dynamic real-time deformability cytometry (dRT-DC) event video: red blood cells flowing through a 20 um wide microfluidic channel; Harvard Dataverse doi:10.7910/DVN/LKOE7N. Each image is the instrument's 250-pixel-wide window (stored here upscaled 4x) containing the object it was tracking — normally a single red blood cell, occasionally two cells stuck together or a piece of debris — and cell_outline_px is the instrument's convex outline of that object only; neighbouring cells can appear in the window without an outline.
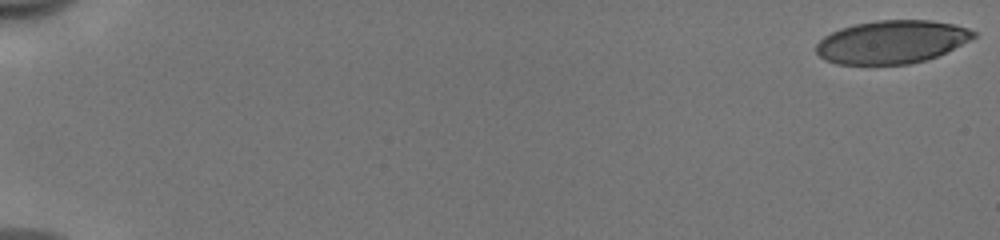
{"species": "human", "species_latin": "Homo sapiens", "temperature_condition": "cold", "stored_images_in_passage": 53, "camera_frame_rate_fps": 3000, "um_per_image_px": 0.085, "donor": {"sex": "male"}, "frame": {"image": 1, "passage_image": 1, "time_ms": 0.0, "image_size_px": [1000, 240], "cell_outline_px": [[976, 36], [936, 56], [924, 60], [908, 64], [836, 64], [824, 60], [816, 52], [816, 44], [824, 36], [840, 28], [856, 24], [876, 20], [932, 20], [952, 24], [968, 28], [976, 32]], "centroid_in_image_um": [75.75, 3.56], "position_along_channel_um": 9.3, "area_um2": 39.19}}
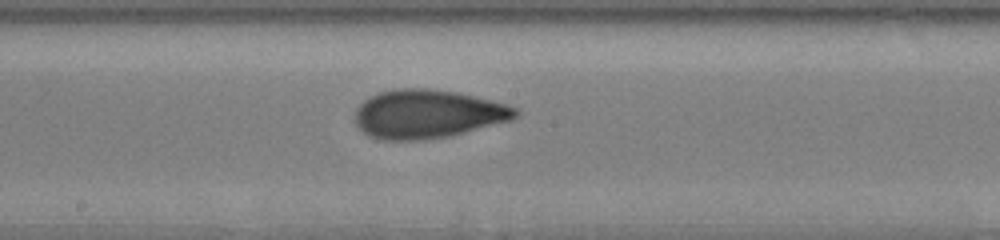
{"frame": {"image": 2, "passage_image": 31, "time_ms": 10.0, "image_size_px": [1000, 240], "cell_outline_px": [[520, 112], [512, 120], [448, 136], [424, 140], [380, 140], [368, 136], [356, 124], [356, 108], [364, 100], [380, 92], [396, 88], [428, 88], [452, 92], [492, 100], [520, 108]], "centroid_in_image_um": [36.35, 9.7], "position_along_channel_um": 211.8, "area_um2": 45.32}}
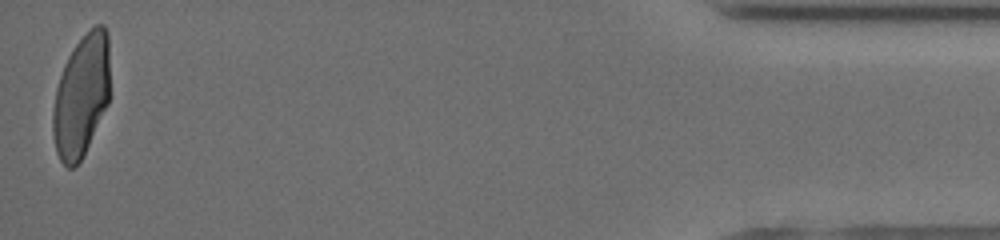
{"frame": {"image": 3, "passage_image": 53, "time_ms": 17.333, "image_size_px": [1000, 240], "cell_outline_px": [[108, 104], [80, 160], [72, 168], [68, 168], [60, 160], [56, 152], [52, 132], [52, 112], [56, 88], [64, 64], [68, 56], [76, 44], [96, 24], [104, 24], [108, 32]], "centroid_in_image_um": [6.89, 8.14], "position_along_channel_um": 428.3, "area_um2": 40.11}, "authors_computed_cell_mechanics": {"area_um2": 42.8298, "velocity_mm_per_s": 3.9769, "shape_relaxation_time_tau1_ms": 4.4726, "shape_relaxation_time_tau2_ms": 1.1501, "deformation_change_tau1": 0.1722, "deformation_change_tau2": 0.0677}}